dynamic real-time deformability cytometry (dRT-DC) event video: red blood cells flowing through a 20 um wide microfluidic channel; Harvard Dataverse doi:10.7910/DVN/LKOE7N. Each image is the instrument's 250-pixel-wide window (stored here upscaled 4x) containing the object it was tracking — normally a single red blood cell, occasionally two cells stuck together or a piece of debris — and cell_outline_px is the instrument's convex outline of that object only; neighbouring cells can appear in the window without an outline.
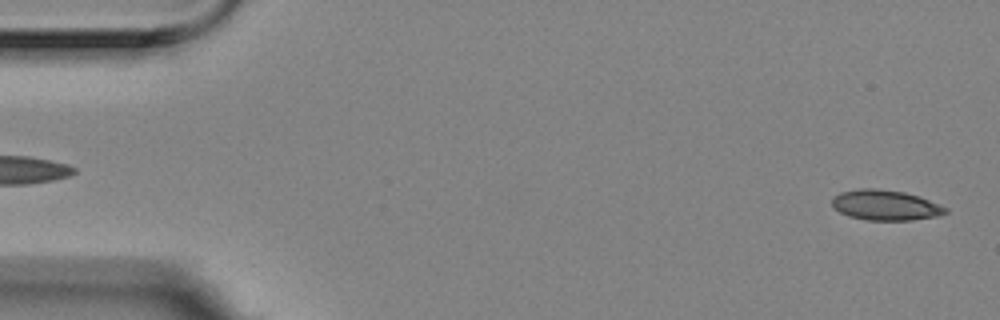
{"species": "Egyptian fruit bat (a non-hibernating species)", "species_latin": "Rousettus aegyptiacus", "temperature_condition": "room temperature", "stored_images_in_passage": 56, "camera_frame_rate_fps": 3000, "um_per_image_px": 0.085, "animal": {"sex": "female"}, "frame": {"image": 1, "passage_image": 2, "time_ms": 0.333, "image_size_px": [1000, 320], "cell_outline_px": [[948, 212], [936, 216], [912, 220], [868, 220], [848, 216], [840, 212], [832, 204], [832, 200], [840, 192], [860, 188], [872, 188], [904, 192], [928, 200], [948, 208]], "centroid_in_image_um": [75.25, 17.44], "position_along_channel_um": 9.7, "area_um2": 19.71}}
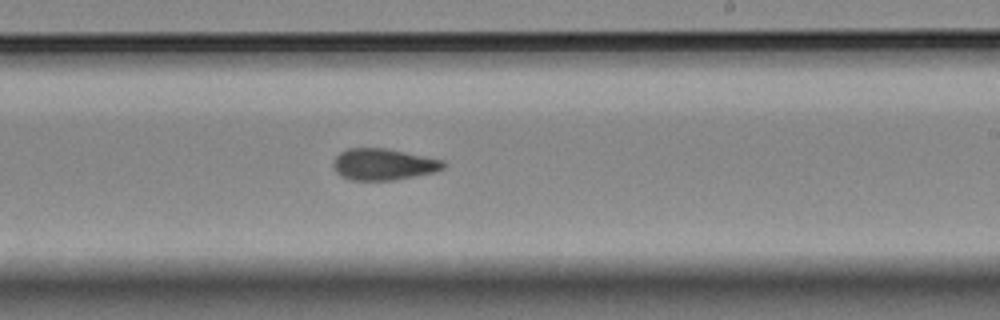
{"frame": {"image": 2, "passage_image": 33, "time_ms": 10.667, "image_size_px": [1000, 320], "cell_outline_px": [[444, 168], [432, 172], [392, 180], [352, 180], [340, 176], [336, 172], [332, 164], [336, 156], [340, 152], [348, 148], [384, 148], [444, 160]], "centroid_in_image_um": [32.53, 13.96], "position_along_channel_um": 256.5, "area_um2": 19.94}}
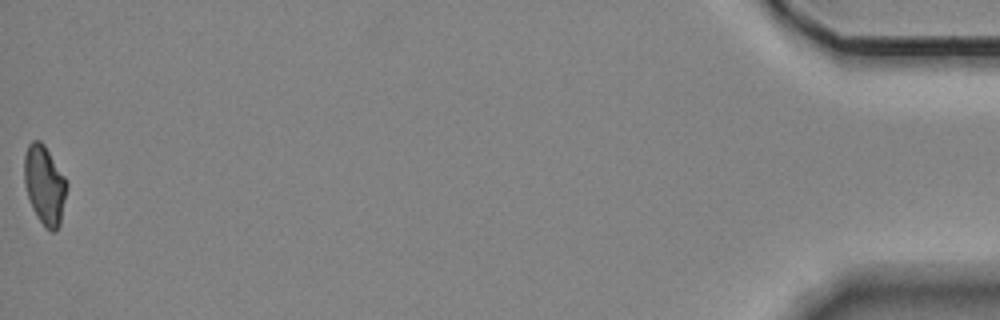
{"frame": {"image": 3, "passage_image": 56, "time_ms": 18.333, "image_size_px": [1000, 320], "cell_outline_px": [[68, 184], [60, 224], [56, 232], [52, 232], [44, 228], [36, 216], [32, 208], [24, 184], [24, 156], [28, 144], [32, 140], [40, 140], [44, 144], [64, 176]], "centroid_in_image_um": [3.78, 15.75], "position_along_channel_um": 431.4, "area_um2": 19.71}, "authors_computed_cell_mechanics": {"area_um2": 20.1433, "velocity_mm_per_s": 3.5461, "shape_relaxation_time_tau1_ms": null, "shape_relaxation_time_tau2_ms": 3.8093, "deformation_change_tau1": null, "deformation_change_tau2": 0.081}}